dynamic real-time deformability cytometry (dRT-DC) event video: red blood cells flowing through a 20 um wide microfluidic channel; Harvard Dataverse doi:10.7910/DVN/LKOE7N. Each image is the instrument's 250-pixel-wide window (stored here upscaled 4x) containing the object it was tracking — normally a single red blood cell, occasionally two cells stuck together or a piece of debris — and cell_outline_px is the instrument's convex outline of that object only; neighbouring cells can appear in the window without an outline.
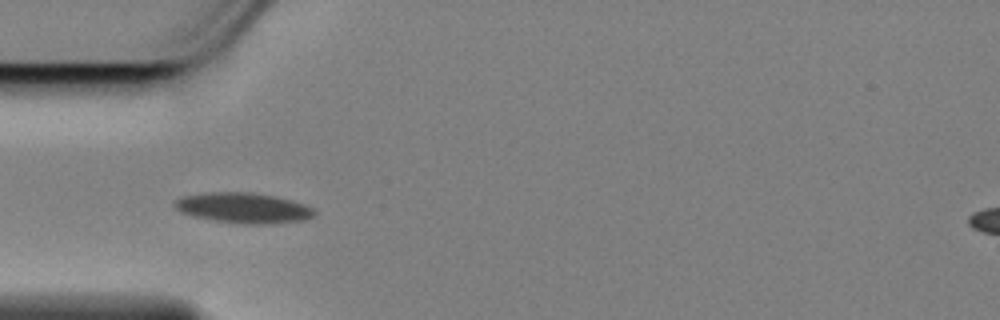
{"species": "Egyptian fruit bat (a non-hibernating species)", "species_latin": "Rousettus aegyptiacus", "temperature_condition": "cold", "stored_images_in_passage": 36, "camera_frame_rate_fps": 3000, "um_per_image_px": 0.085, "animal": {"sex": "female"}, "frame": {"image": 1, "passage_image": 1, "time_ms": 0.0, "image_size_px": [1000, 320], "cell_outline_px": [[316, 216], [304, 220], [264, 224], [244, 224], [212, 220], [192, 216], [180, 212], [172, 204], [176, 200], [184, 196], [208, 192], [252, 192], [276, 196], [292, 200], [304, 204], [312, 208], [316, 212]], "centroid_in_image_um": [20.7, 17.67], "position_along_channel_um": 64.3, "area_um2": 24.85}}
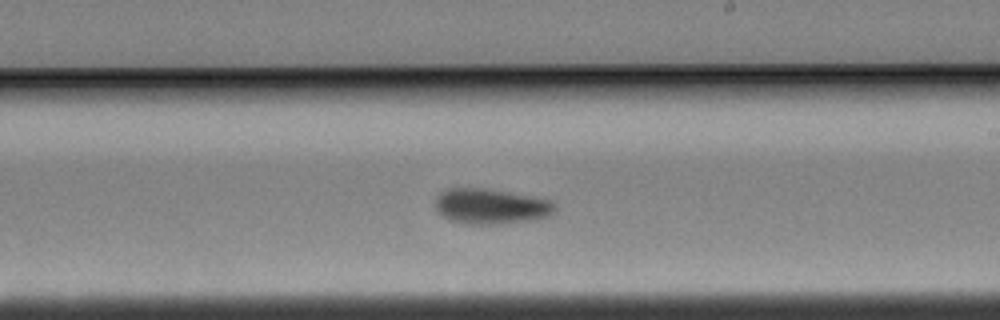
{"frame": {"image": 2, "passage_image": 17, "time_ms": 5.333, "image_size_px": [1000, 320], "cell_outline_px": [[556, 208], [548, 216], [532, 220], [492, 224], [464, 224], [452, 220], [436, 212], [436, 200], [440, 192], [448, 188], [484, 188], [532, 196], [552, 200], [556, 204]], "centroid_in_image_um": [41.72, 17.53], "position_along_channel_um": 247.3, "area_um2": 24.57}}
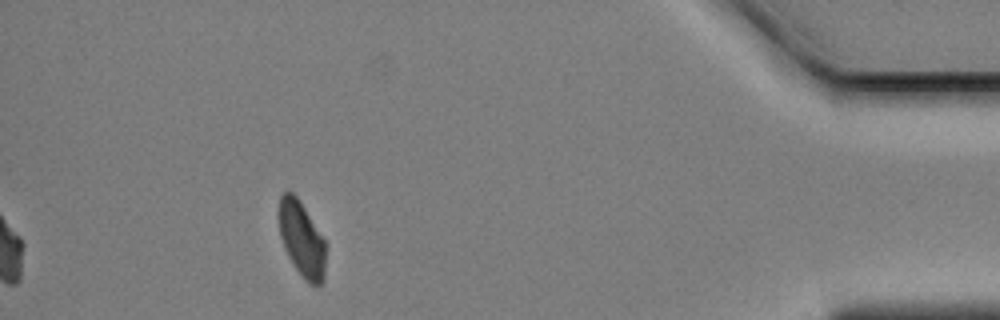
{"frame": {"image": 3, "passage_image": 36, "time_ms": 11.667, "image_size_px": [1000, 320], "cell_outline_px": [[324, 280], [320, 284], [308, 284], [304, 280], [292, 264], [284, 248], [280, 236], [276, 212], [280, 196], [288, 188], [296, 196], [304, 208], [324, 240]], "centroid_in_image_um": [25.57, 20.29], "position_along_channel_um": 409.6, "area_um2": 20.63}, "authors_computed_cell_mechanics": {"area_um2": 23.3801, "velocity_mm_per_s": 3.4382, "shape_relaxation_time_tau1_ms": 6.8486, "shape_relaxation_time_tau2_ms": null, "deformation_change_tau1": 0.1429, "deformation_change_tau2": null}}